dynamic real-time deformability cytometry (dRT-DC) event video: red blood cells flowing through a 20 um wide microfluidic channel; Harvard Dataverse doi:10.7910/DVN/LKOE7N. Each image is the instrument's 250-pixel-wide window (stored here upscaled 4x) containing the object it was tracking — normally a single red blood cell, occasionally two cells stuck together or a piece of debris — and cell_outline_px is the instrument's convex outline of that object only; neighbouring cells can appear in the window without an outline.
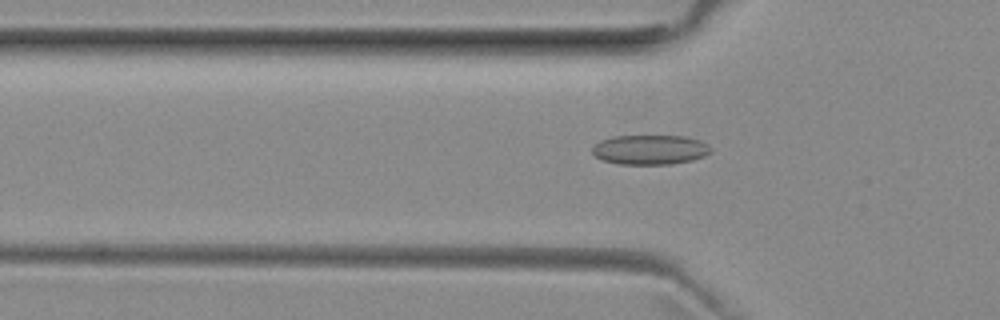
{"species": "common noctule bat (a hibernating species)", "species_latin": "Nyctalus noctula", "temperature_condition": "room temperature", "stored_images_in_passage": 52, "camera_frame_rate_fps": 3000, "um_per_image_px": 0.085, "animal": {"sex": "female", "body_mass_g": 29.2, "forearm_length_mm": 56.3}, "frame": {"image": 1, "passage_image": 17, "time_ms": 5.333, "image_size_px": [1000, 320], "cell_outline_px": [[712, 152], [704, 156], [692, 160], [672, 164], [620, 164], [604, 160], [596, 156], [592, 152], [592, 148], [600, 140], [612, 136], [684, 136], [700, 140], [712, 148]], "centroid_in_image_um": [55.27, 12.72], "position_along_channel_um": 70.5, "area_um2": 20.46}}
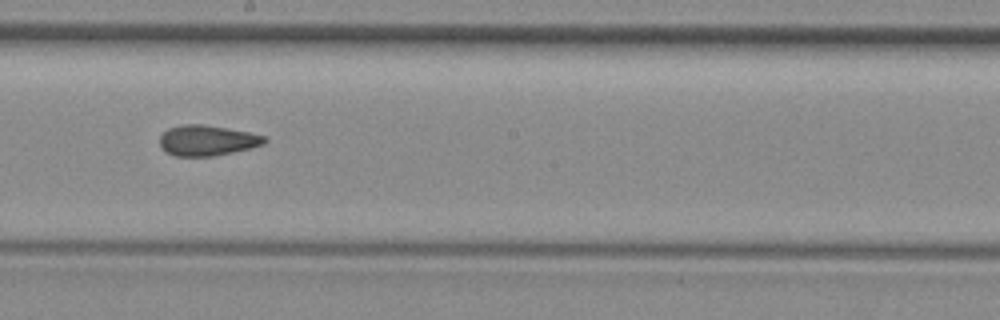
{"frame": {"image": 2, "passage_image": 29, "time_ms": 9.333, "image_size_px": [1000, 320], "cell_outline_px": [[268, 140], [264, 144], [232, 152], [212, 156], [176, 156], [168, 152], [160, 144], [160, 136], [168, 128], [184, 124], [204, 124], [248, 132], [264, 136]], "centroid_in_image_um": [17.61, 11.93], "position_along_channel_um": 230.6, "area_um2": 18.32}}
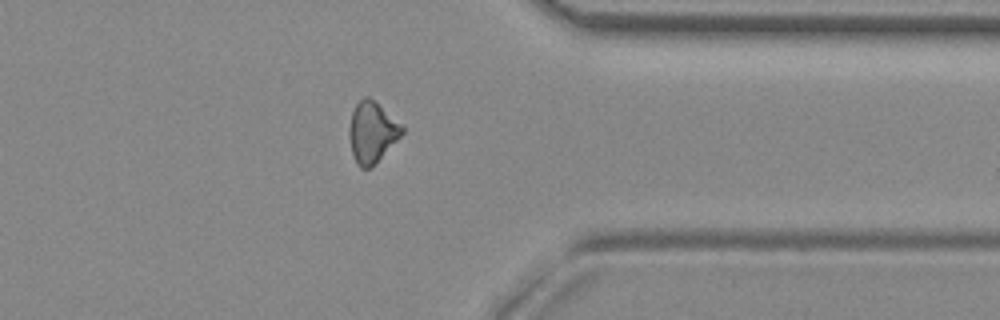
{"frame": {"image": 3, "passage_image": 41, "time_ms": 13.333, "image_size_px": [1000, 320], "cell_outline_px": [[404, 132], [368, 168], [360, 168], [356, 164], [352, 152], [348, 132], [348, 128], [352, 112], [356, 104], [364, 96], [368, 96], [400, 124], [404, 128]], "centroid_in_image_um": [31.57, 11.21], "position_along_channel_um": 379.8, "area_um2": 17.98}, "authors_computed_cell_mechanics": {"area_um2": 18.9584, "velocity_mm_per_s": 3.9909, "shape_relaxation_time_tau1_ms": null, "shape_relaxation_time_tau2_ms": 3.0929, "deformation_change_tau1": null, "deformation_change_tau2": 0.1023}}